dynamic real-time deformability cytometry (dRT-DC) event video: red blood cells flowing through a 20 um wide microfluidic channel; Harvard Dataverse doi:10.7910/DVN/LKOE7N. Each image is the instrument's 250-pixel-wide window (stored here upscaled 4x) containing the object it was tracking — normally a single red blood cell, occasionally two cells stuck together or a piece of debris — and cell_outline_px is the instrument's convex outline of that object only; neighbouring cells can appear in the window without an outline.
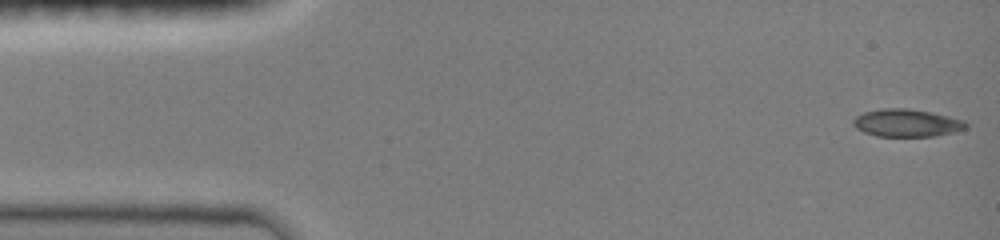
{"species": "common noctule bat (a hibernating species)", "species_latin": "Nyctalus noctula", "temperature_condition": "room temperature", "stored_images_in_passage": 47, "camera_frame_rate_fps": 3000, "um_per_image_px": 0.085, "animal": {"sex": "female", "body_mass_g": 19.0, "forearm_length_mm": 51.5}, "frame": {"image": 1, "passage_image": 1, "time_ms": 0.0, "image_size_px": [1000, 240], "cell_outline_px": [[968, 128], [956, 132], [936, 136], [876, 136], [864, 132], [856, 128], [852, 124], [852, 120], [856, 116], [864, 112], [880, 108], [908, 108], [948, 116], [964, 120], [968, 124]], "centroid_in_image_um": [77.07, 10.45], "position_along_channel_um": 7.9, "area_um2": 18.26}}
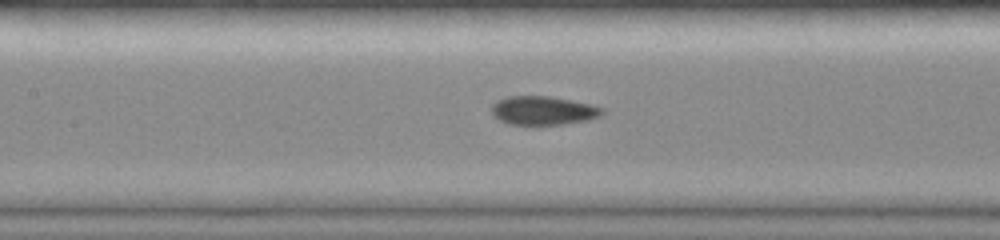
{"frame": {"image": 2, "passage_image": 21, "time_ms": 6.667, "image_size_px": [1000, 240], "cell_outline_px": [[604, 112], [600, 116], [588, 120], [564, 124], [508, 124], [492, 116], [492, 104], [496, 100], [508, 96], [548, 96], [592, 104], [604, 108]], "centroid_in_image_um": [46.16, 9.39], "position_along_channel_um": 161.2, "area_um2": 18.55}}
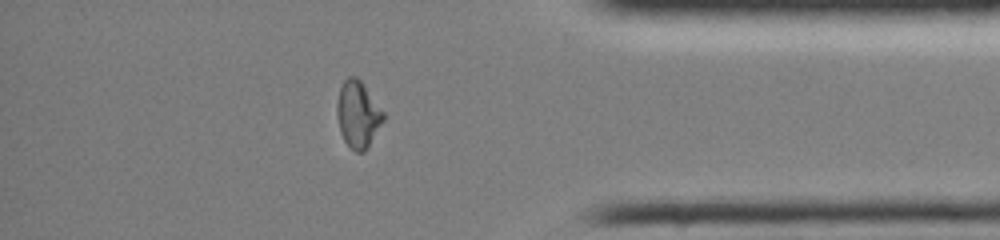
{"frame": {"image": 3, "passage_image": 40, "time_ms": 13.0, "image_size_px": [1000, 240], "cell_outline_px": [[384, 120], [368, 148], [364, 152], [356, 152], [344, 140], [340, 132], [336, 116], [336, 104], [340, 88], [344, 80], [348, 76], [356, 76], [360, 80], [384, 112]], "centroid_in_image_um": [30.41, 9.73], "position_along_channel_um": 404.8, "area_um2": 18.03}, "authors_computed_cell_mechanics": {"area_um2": 18.3226, "velocity_mm_per_s": 4.0444, "shape_relaxation_time_tau1_ms": null, "shape_relaxation_time_tau2_ms": 1.1919, "deformation_change_tau1": null, "deformation_change_tau2": 0.0404}}